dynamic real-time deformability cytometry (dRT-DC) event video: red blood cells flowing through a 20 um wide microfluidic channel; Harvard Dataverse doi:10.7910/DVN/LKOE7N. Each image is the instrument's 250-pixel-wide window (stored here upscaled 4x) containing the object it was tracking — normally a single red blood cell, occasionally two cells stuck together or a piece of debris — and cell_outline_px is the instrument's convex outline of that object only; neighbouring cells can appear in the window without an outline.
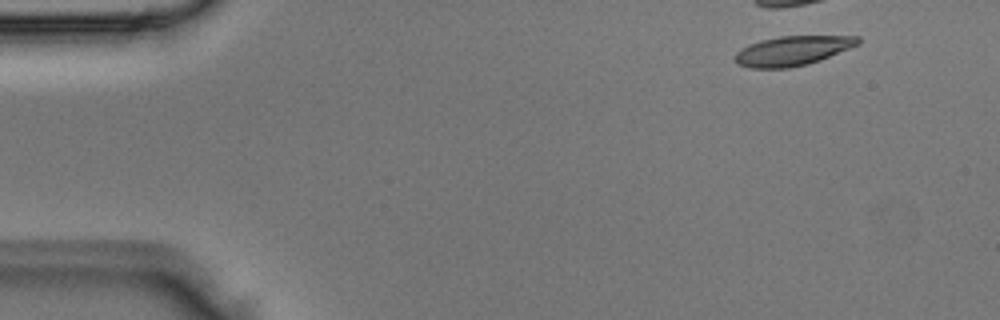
{"species": "Egyptian fruit bat (a non-hibernating species)", "species_latin": "Rousettus aegyptiacus", "temperature_condition": "room temperature", "stored_images_in_passage": 3, "camera_frame_rate_fps": 3000, "um_per_image_px": 0.085, "animal": {"sex": "male"}, "frame": {"image": 1, "passage_image": 1, "time_ms": 0.0, "image_size_px": [1000, 320], "cell_outline_px": [[860, 44], [820, 60], [808, 64], [788, 68], [748, 68], [736, 64], [736, 52], [748, 44], [760, 40], [780, 36], [860, 36]], "centroid_in_image_um": [67.36, 4.31], "position_along_channel_um": 17.6, "area_um2": 21.21}}